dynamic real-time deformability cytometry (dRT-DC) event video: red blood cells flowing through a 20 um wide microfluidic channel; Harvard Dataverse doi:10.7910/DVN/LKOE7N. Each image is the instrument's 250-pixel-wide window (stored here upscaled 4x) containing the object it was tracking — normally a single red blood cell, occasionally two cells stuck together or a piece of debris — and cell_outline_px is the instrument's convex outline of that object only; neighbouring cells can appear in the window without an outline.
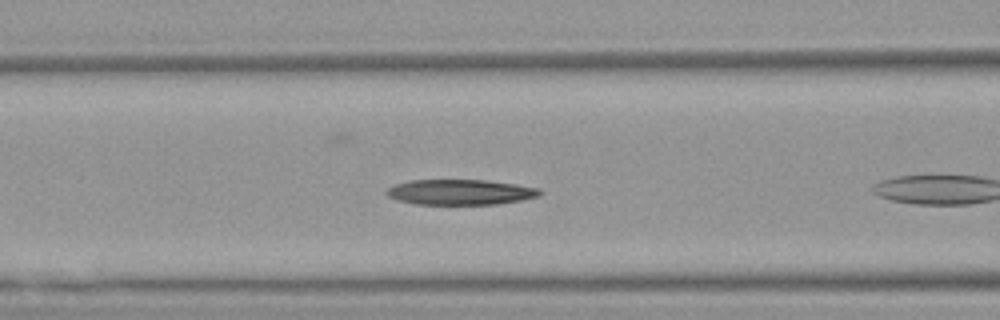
{"species": "Egyptian fruit bat (a non-hibernating species)", "species_latin": "Rousettus aegyptiacus", "temperature_condition": "warm", "stored_images_in_passage": 24, "camera_frame_rate_fps": 3000, "um_per_image_px": 0.085, "animal": {"sex": "female"}, "frame": {"image": 1, "passage_image": 4, "time_ms": 1.0, "image_size_px": [1000, 320], "cell_outline_px": [[544, 192], [540, 196], [520, 200], [496, 204], [416, 204], [396, 200], [388, 196], [384, 192], [388, 188], [396, 184], [408, 180], [484, 180], [516, 184], [540, 188]], "centroid_in_image_um": [39.13, 16.33], "position_along_channel_um": 127.5, "area_um2": 22.72}}